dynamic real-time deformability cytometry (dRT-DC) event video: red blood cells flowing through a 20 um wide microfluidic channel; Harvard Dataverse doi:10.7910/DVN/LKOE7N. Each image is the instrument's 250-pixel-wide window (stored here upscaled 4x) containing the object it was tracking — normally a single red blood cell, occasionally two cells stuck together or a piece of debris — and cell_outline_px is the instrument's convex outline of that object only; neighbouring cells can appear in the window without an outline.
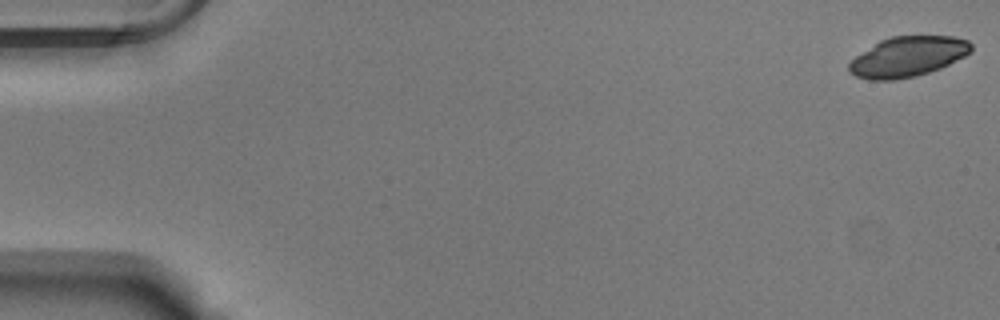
{"species": "Egyptian fruit bat (a non-hibernating species)", "species_latin": "Rousettus aegyptiacus", "temperature_condition": "warm", "stored_images_in_passage": 11, "camera_frame_rate_fps": 3000, "um_per_image_px": 0.085, "animal": {"sex": "male"}, "frame": {"image": 1, "passage_image": 1, "time_ms": 0.0, "image_size_px": [1000, 320], "cell_outline_px": [[972, 52], [940, 68], [916, 76], [896, 80], [868, 80], [856, 76], [848, 72], [848, 64], [856, 56], [880, 40], [892, 36], [956, 36], [968, 40], [972, 44]], "centroid_in_image_um": [77.16, 4.82], "position_along_channel_um": 7.8, "area_um2": 28.61}}